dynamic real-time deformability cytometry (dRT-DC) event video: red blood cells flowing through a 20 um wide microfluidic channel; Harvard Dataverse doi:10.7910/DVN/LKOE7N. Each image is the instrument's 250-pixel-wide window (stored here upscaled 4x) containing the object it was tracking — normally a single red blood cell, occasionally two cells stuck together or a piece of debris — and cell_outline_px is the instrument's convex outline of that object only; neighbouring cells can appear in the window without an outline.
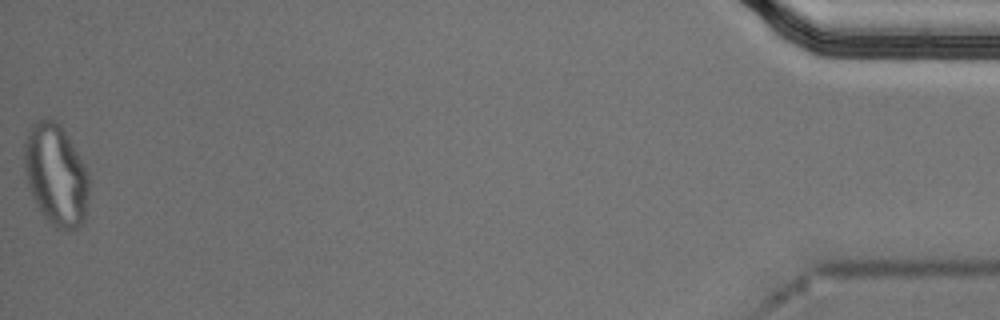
{"species": "Egyptian fruit bat (a non-hibernating species)", "species_latin": "Rousettus aegyptiacus", "temperature_condition": "cold", "stored_images_in_passage": 44, "segment_of_instrument_passage": [2, 2], "camera_frame_rate_fps": 3000, "um_per_image_px": 0.085, "animal": {"sex": "male"}, "frame": {"image": 1, "passage_image": 44, "time_ms": 14.333, "image_size_px": [1000, 320], "cell_outline_px": [[88, 196], [84, 224], [68, 232], [56, 228], [44, 216], [32, 196], [28, 184], [24, 168], [24, 144], [28, 128], [32, 124], [40, 120], [60, 120], [80, 156], [88, 172]], "centroid_in_image_um": [4.77, 14.85], "position_along_channel_um": 430.4, "area_um2": 38.67}}